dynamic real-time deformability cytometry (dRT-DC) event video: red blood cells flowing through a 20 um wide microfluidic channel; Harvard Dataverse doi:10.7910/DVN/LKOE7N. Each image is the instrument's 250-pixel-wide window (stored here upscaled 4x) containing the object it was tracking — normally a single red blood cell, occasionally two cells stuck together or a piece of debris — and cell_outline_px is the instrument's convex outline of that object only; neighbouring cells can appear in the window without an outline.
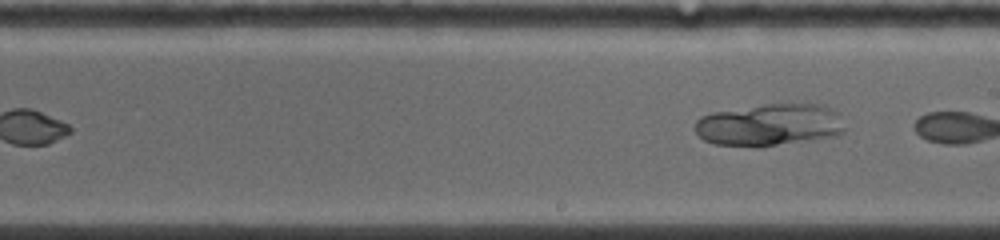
{"species": "common noctule bat (a hibernating species)", "species_latin": "Nyctalus noctula", "temperature_condition": "warm", "stored_images_in_passage": 27, "segment_of_instrument_passage": [2, 2], "camera_frame_rate_fps": 5000, "um_per_image_px": 0.085, "animal": {"sex": "female", "body_mass_g": 19.0, "forearm_length_mm": 53.3}, "frame": {"image": 1, "passage_image": 27, "time_ms": 8.4, "image_size_px": [1000, 240], "cell_outline_px": [[844, 132], [840, 136], [776, 144], [716, 144], [704, 140], [696, 132], [696, 120], [700, 116], [712, 112], [764, 104], [824, 104], [836, 112], [844, 128]], "centroid_in_image_um": [65.43, 10.57], "position_along_channel_um": 223.6, "area_um2": 35.95}}